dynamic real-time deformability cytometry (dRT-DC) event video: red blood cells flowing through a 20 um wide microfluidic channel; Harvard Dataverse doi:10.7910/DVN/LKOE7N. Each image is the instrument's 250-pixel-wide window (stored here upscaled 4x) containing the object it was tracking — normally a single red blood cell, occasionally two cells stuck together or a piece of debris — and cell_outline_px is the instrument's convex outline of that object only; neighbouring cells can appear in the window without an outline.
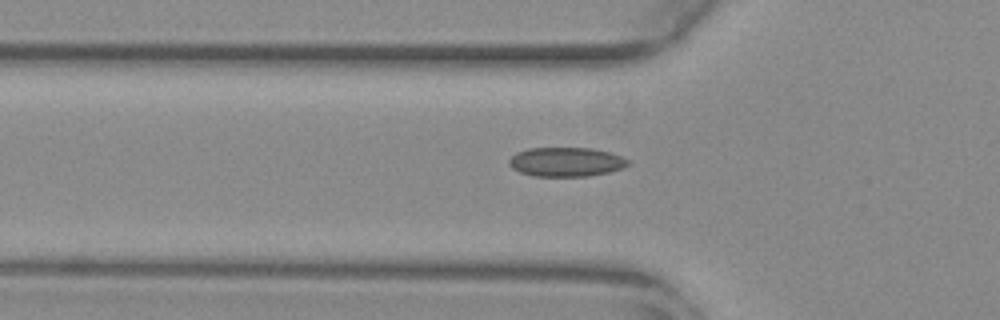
{"species": "common noctule bat (a hibernating species)", "species_latin": "Nyctalus noctula", "temperature_condition": "warm", "stored_images_in_passage": 36, "camera_frame_rate_fps": 3000, "um_per_image_px": 0.085, "animal": {"sex": "female", "body_mass_g": 29.2, "forearm_length_mm": 56.3}, "frame": {"image": 1, "passage_image": 6, "time_ms": 1.667, "image_size_px": [1000, 320], "cell_outline_px": [[628, 164], [620, 168], [608, 172], [588, 176], [532, 176], [520, 172], [512, 168], [508, 164], [508, 160], [516, 152], [528, 148], [592, 148], [612, 152], [628, 160]], "centroid_in_image_um": [48.07, 13.75], "position_along_channel_um": 77.7, "area_um2": 20.23}}
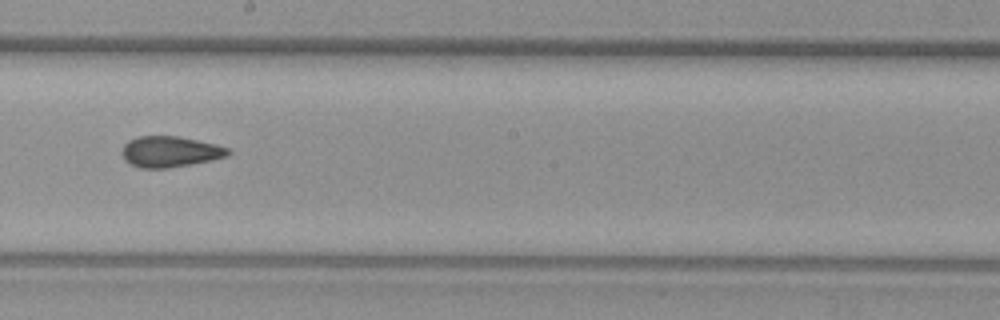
{"frame": {"image": 2, "passage_image": 18, "time_ms": 5.667, "image_size_px": [1000, 320], "cell_outline_px": [[232, 152], [228, 156], [168, 168], [140, 168], [124, 160], [120, 152], [124, 144], [128, 140], [136, 136], [176, 136], [216, 144], [228, 148]], "centroid_in_image_um": [14.4, 12.88], "position_along_channel_um": 233.8, "area_um2": 19.02}}
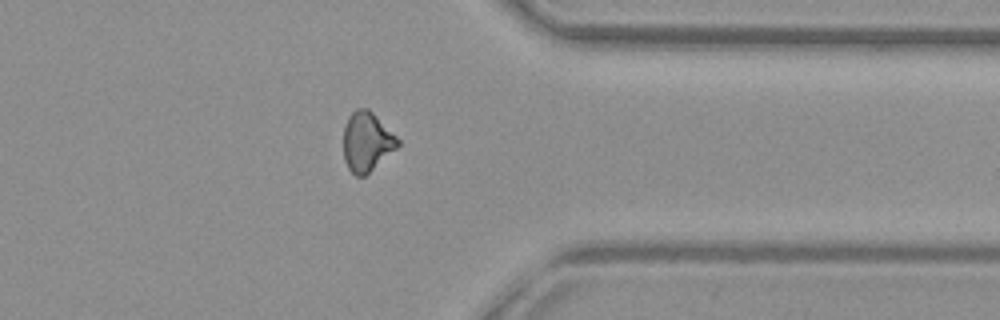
{"frame": {"image": 3, "passage_image": 30, "time_ms": 9.667, "image_size_px": [1000, 320], "cell_outline_px": [[400, 144], [396, 148], [364, 176], [356, 176], [348, 168], [344, 160], [344, 124], [348, 116], [356, 108], [368, 108], [400, 140]], "centroid_in_image_um": [31.15, 12.02], "position_along_channel_um": 380.2, "area_um2": 18.55}}